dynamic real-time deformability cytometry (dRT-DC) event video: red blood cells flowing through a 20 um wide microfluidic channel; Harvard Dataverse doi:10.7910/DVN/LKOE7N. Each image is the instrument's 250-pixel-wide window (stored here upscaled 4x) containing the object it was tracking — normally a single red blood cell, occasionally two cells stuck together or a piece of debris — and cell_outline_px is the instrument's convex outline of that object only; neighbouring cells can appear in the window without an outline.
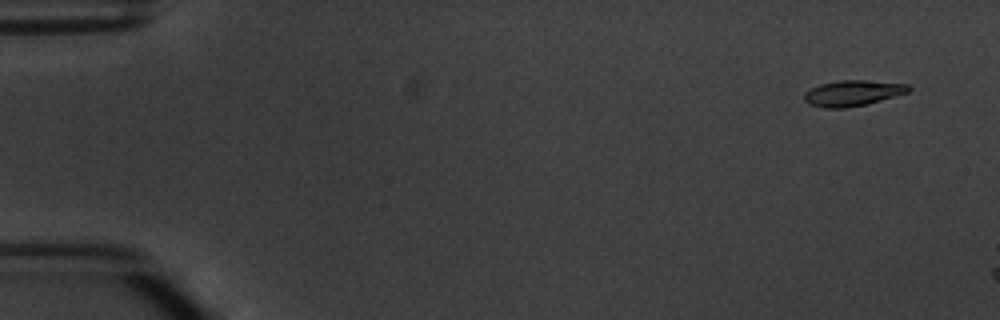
{"species": "common noctule bat (a hibernating species)", "species_latin": "Nyctalus noctula", "temperature_condition": "warm", "stored_images_in_passage": 2, "camera_frame_rate_fps": 3000, "um_per_image_px": 0.085, "animal": {"sex": "male", "body_mass_g": 20.1, "forearm_length_mm": 53.5}, "frame": {"image": 1, "passage_image": 1, "time_ms": 0.0, "image_size_px": [1000, 320], "cell_outline_px": [[912, 88], [908, 92], [868, 104], [844, 108], [824, 108], [808, 104], [804, 100], [804, 92], [820, 84], [840, 80], [864, 80], [908, 84]], "centroid_in_image_um": [72.47, 7.92], "position_along_channel_um": 12.5, "area_um2": 15.66}}